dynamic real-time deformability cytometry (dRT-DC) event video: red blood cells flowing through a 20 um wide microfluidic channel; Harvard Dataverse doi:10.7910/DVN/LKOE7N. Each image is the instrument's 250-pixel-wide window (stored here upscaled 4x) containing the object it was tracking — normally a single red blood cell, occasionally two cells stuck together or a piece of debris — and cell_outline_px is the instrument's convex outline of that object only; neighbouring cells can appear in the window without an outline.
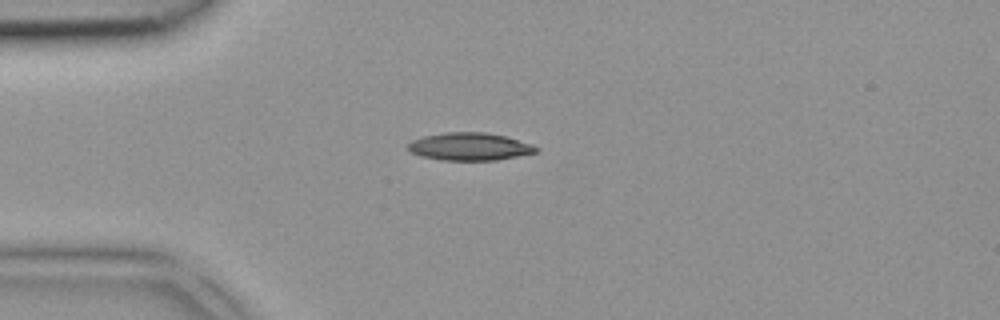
{"species": "common noctule bat (a hibernating species)", "species_latin": "Nyctalus noctula", "temperature_condition": "room temperature", "stored_images_in_passage": 1, "camera_frame_rate_fps": 3000, "um_per_image_px": 0.085, "animal": {"sex": "female", "body_mass_g": 18.4}, "frame": {"image": 1, "passage_image": 1, "time_ms": 0.0, "image_size_px": [1000, 320], "cell_outline_px": [[540, 148], [536, 152], [496, 160], [440, 160], [420, 156], [412, 152], [408, 148], [408, 144], [412, 140], [424, 136], [444, 132], [484, 132], [504, 136], [532, 144]], "centroid_in_image_um": [39.9, 12.46], "position_along_channel_um": 45.1, "area_um2": 20.52}}